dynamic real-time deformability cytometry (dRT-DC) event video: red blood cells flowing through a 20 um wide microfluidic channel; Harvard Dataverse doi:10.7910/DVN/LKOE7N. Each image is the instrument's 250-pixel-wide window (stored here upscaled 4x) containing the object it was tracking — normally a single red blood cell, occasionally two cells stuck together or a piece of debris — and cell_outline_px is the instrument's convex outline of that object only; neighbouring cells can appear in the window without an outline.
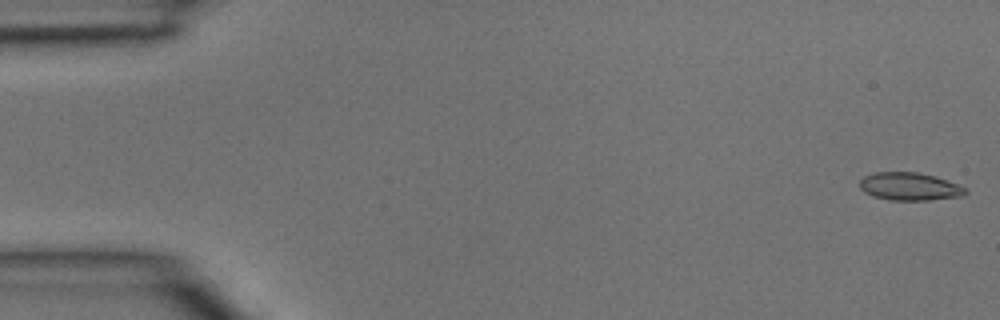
{"species": "common noctule bat (a hibernating species)", "species_latin": "Nyctalus noctula", "temperature_condition": "room temperature", "stored_images_in_passage": 3, "camera_frame_rate_fps": 3000, "um_per_image_px": 0.085, "animal": {"sex": "male", "body_mass_g": 15.6}, "frame": {"image": 1, "passage_image": 1, "time_ms": 0.0, "image_size_px": [1000, 320], "cell_outline_px": [[968, 192], [964, 196], [928, 200], [888, 200], [872, 196], [864, 192], [860, 188], [860, 180], [864, 176], [876, 172], [916, 172], [936, 176], [968, 188]], "centroid_in_image_um": [77.34, 15.86], "position_along_channel_um": 7.7, "area_um2": 17.34}}
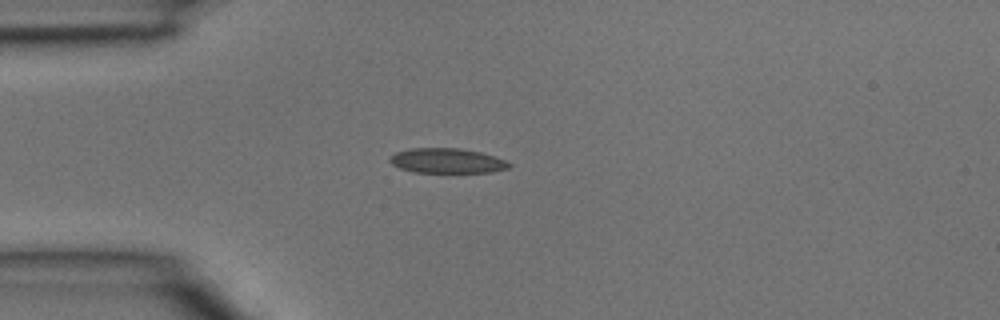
{"frame": {"image": 2, "passage_image": 3, "time_ms": 0.667, "image_size_px": [1000, 320], "cell_outline_px": [[512, 164], [508, 168], [492, 172], [412, 172], [400, 168], [392, 164], [388, 160], [396, 152], [412, 148], [460, 148], [480, 152], [504, 160]], "centroid_in_image_um": [37.98, 13.66], "position_along_channel_um": 47.0, "area_um2": 17.11}}